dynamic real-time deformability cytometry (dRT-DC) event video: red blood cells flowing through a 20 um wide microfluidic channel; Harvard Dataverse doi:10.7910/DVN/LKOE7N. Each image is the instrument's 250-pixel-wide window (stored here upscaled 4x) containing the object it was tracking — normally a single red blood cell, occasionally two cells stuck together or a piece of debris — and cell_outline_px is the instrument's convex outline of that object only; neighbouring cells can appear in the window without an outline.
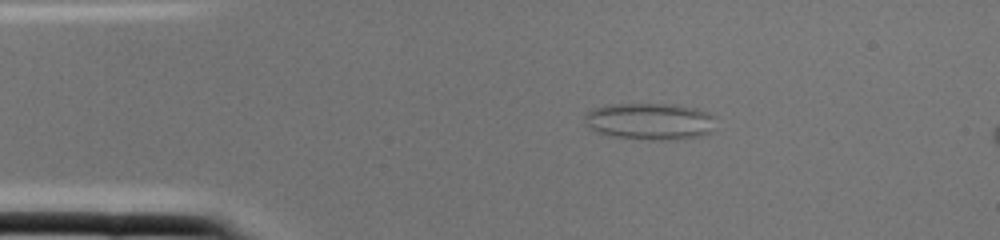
{"species": "common noctule bat (a hibernating species)", "species_latin": "Nyctalus noctula", "temperature_condition": "cold", "stored_images_in_passage": 2, "camera_frame_rate_fps": 3000, "um_per_image_px": 0.085, "animal": {"sex": "female", "body_mass_g": 22.0, "forearm_length_mm": 56.7}, "frame": {"image": 1, "passage_image": 1, "time_ms": 0.0, "image_size_px": [1000, 240], "cell_outline_px": [[716, 116], [712, 132], [700, 136], [676, 140], [652, 140], [612, 136], [596, 132], [584, 120], [584, 112], [592, 108], [608, 104], [676, 104], [696, 108], [708, 112]], "centroid_in_image_um": [55.27, 10.31], "position_along_channel_um": 29.7, "area_um2": 28.55}}